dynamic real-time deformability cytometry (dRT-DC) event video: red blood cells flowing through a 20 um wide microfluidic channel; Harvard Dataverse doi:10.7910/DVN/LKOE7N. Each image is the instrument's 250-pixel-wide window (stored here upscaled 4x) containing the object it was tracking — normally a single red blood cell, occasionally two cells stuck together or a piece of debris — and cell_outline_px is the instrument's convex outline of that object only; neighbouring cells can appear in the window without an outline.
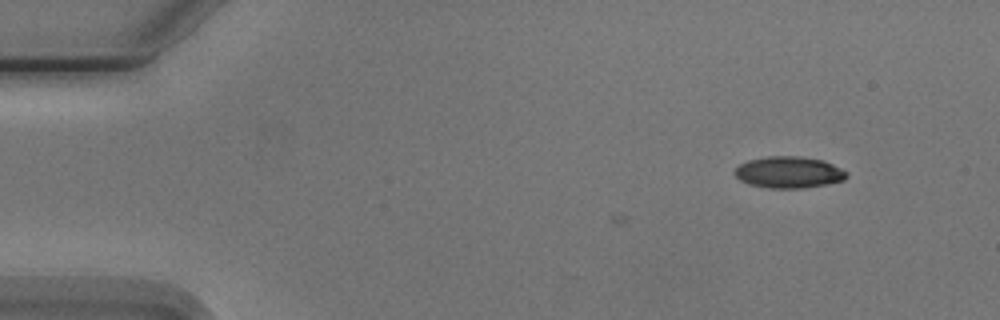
{"species": "Egyptian fruit bat (a non-hibernating species)", "species_latin": "Rousettus aegyptiacus", "temperature_condition": "cold", "stored_images_in_passage": 2, "camera_frame_rate_fps": 3000, "um_per_image_px": 0.085, "animal": {"sex": "male"}, "frame": {"image": 1, "passage_image": 2, "time_ms": 1.333, "image_size_px": [1000, 320], "cell_outline_px": [[848, 176], [844, 180], [824, 184], [800, 188], [768, 188], [748, 184], [740, 180], [732, 172], [740, 164], [748, 160], [768, 156], [800, 156], [824, 160], [848, 172]], "centroid_in_image_um": [67.03, 14.64], "position_along_channel_um": 18.0, "area_um2": 20.58}}